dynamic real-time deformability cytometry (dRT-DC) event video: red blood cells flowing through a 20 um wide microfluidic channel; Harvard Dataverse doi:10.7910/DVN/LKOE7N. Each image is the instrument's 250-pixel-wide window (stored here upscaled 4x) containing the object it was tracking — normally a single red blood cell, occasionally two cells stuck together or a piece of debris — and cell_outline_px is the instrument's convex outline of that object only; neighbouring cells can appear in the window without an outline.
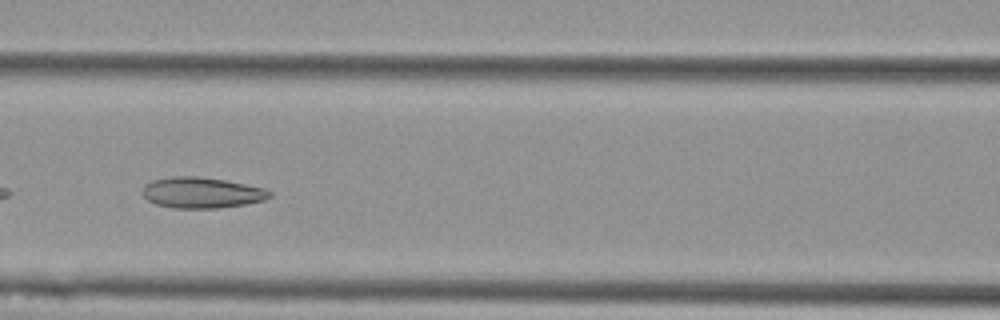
{"species": "Egyptian fruit bat (a non-hibernating species)", "species_latin": "Rousettus aegyptiacus", "temperature_condition": "cold", "stored_images_in_passage": 40, "camera_frame_rate_fps": 3000, "um_per_image_px": 0.085, "animal": {"sex": "female"}, "frame": {"image": 1, "passage_image": 8, "time_ms": 2.333, "image_size_px": [1000, 320], "cell_outline_px": [[272, 196], [264, 200], [244, 204], [216, 208], [172, 208], [156, 204], [148, 200], [140, 192], [144, 184], [152, 180], [172, 176], [196, 176], [224, 180], [264, 188], [272, 192]], "centroid_in_image_um": [17.1, 16.37], "position_along_channel_um": 149.5, "area_um2": 22.89}}
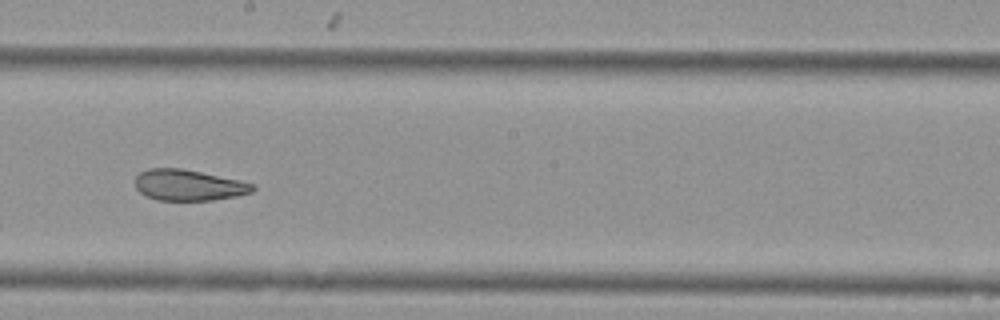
{"frame": {"image": 2, "passage_image": 15, "time_ms": 4.667, "image_size_px": [1000, 320], "cell_outline_px": [[256, 188], [252, 192], [236, 196], [212, 200], [156, 200], [140, 192], [136, 188], [136, 176], [140, 172], [148, 168], [180, 168], [240, 180], [256, 184]], "centroid_in_image_um": [16.05, 15.73], "position_along_channel_um": 232.2, "area_um2": 21.15}}
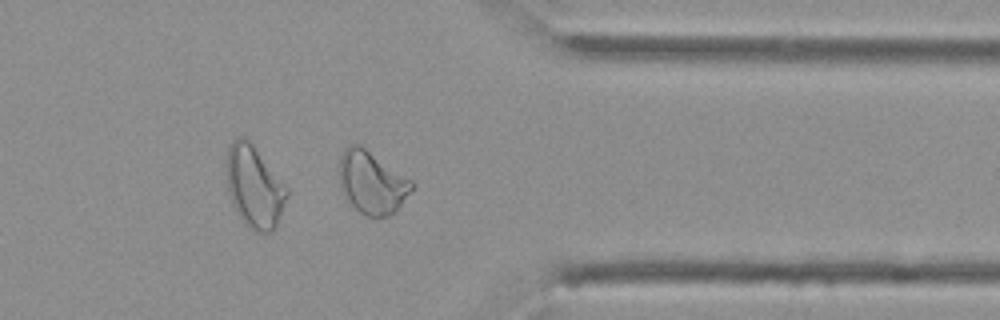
{"frame": {"image": 3, "passage_image": 28, "time_ms": 9.0, "image_size_px": [1000, 320], "cell_outline_px": [[416, 188], [396, 212], [388, 216], [368, 216], [360, 212], [348, 204], [340, 188], [340, 156], [344, 148], [348, 144], [360, 144], [412, 180], [416, 184]], "centroid_in_image_um": [31.64, 15.52], "position_along_channel_um": 379.8, "area_um2": 26.99}, "authors_computed_cell_mechanics": {"area_um2": 22.8888, "velocity_mm_per_s": 3.5709, "shape_relaxation_time_tau1_ms": null, "shape_relaxation_time_tau2_ms": 2.7156, "deformation_change_tau1": null, "deformation_change_tau2": 0.0991}}